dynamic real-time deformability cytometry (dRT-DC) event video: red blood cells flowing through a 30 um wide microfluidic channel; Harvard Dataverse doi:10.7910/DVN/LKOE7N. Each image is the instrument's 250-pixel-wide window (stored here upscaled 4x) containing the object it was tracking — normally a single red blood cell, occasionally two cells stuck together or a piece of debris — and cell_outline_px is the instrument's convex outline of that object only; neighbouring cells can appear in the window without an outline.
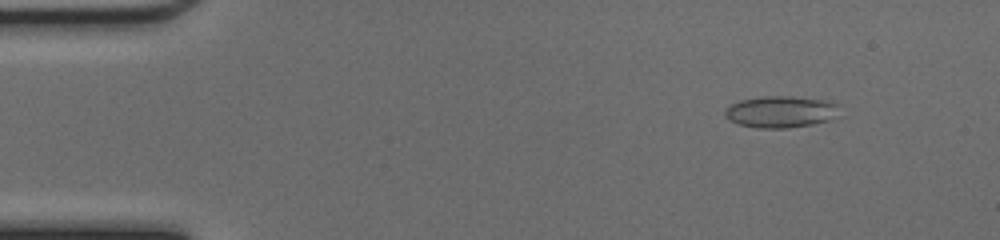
{"species": "common noctule bat (a hibernating species)", "species_latin": "Nyctalus noctula", "temperature_condition": "cold", "stored_images_in_passage": 49, "camera_frame_rate_fps": 3000, "um_per_image_px": 0.085, "animal": {"sex": "female", "body_mass_g": 17.0, "forearm_length_mm": 48.0}, "frame": {"image": 1, "passage_image": 6, "time_ms": 1.667, "image_size_px": [1000, 240], "cell_outline_px": [[840, 104], [836, 116], [828, 120], [812, 124], [788, 128], [760, 128], [740, 124], [728, 120], [724, 116], [724, 112], [732, 104], [740, 100], [764, 96], [792, 96], [828, 100]], "centroid_in_image_um": [66.39, 9.49], "position_along_channel_um": 18.6, "area_um2": 21.15}}
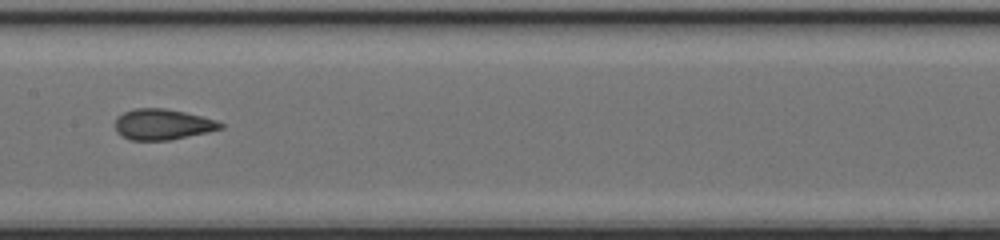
{"frame": {"image": 2, "passage_image": 25, "time_ms": 8.0, "image_size_px": [1000, 240], "cell_outline_px": [[224, 128], [208, 132], [168, 140], [132, 140], [116, 132], [116, 120], [124, 112], [132, 108], [164, 108], [184, 112], [216, 120], [224, 124]], "centroid_in_image_um": [13.84, 10.57], "position_along_channel_um": 193.6, "area_um2": 18.67}}
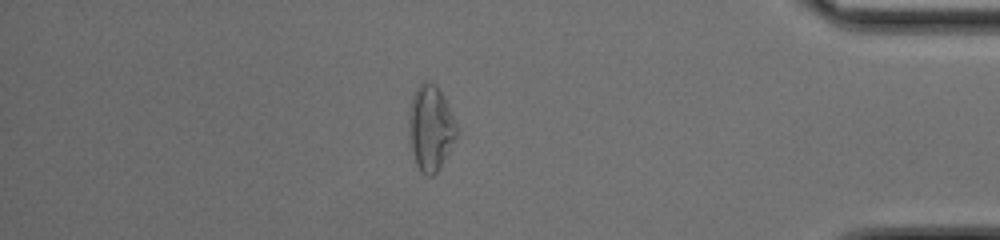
{"frame": {"image": 3, "passage_image": 42, "time_ms": 13.667, "image_size_px": [1000, 240], "cell_outline_px": [[456, 136], [440, 168], [432, 176], [424, 176], [420, 172], [416, 164], [412, 152], [408, 132], [408, 116], [412, 96], [416, 88], [424, 80], [428, 80], [436, 84], [444, 96], [456, 124]], "centroid_in_image_um": [36.56, 10.86], "position_along_channel_um": 398.6, "area_um2": 23.87}, "authors_computed_cell_mechanics": {"area_um2": 19.5364, "velocity_mm_per_s": 4.2783, "shape_relaxation_time_tau1_ms": 4.5031, "shape_relaxation_time_tau2_ms": 1.0809, "deformation_change_tau1": 0.1435, "deformation_change_tau2": 0.0634}}